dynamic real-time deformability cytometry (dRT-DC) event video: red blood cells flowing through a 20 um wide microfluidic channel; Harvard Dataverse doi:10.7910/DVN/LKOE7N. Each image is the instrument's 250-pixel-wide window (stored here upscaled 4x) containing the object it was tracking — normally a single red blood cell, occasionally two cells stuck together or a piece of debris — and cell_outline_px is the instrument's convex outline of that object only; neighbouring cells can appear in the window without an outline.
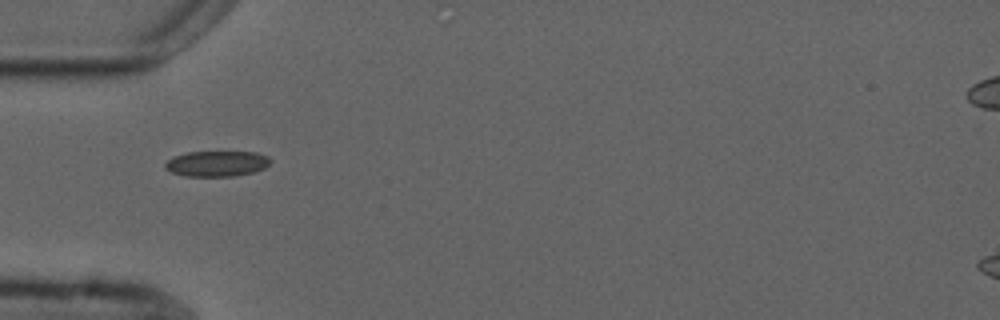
{"species": "common noctule bat (a hibernating species)", "species_latin": "Nyctalus noctula", "temperature_condition": "cold", "stored_images_in_passage": 6, "camera_frame_rate_fps": 3000, "um_per_image_px": 0.085, "animal": {"sex": "male", "forearm_length_mm": 52.5}, "frame": {"image": 1, "passage_image": 4, "time_ms": 4.333, "image_size_px": [1000, 320], "cell_outline_px": [[272, 160], [264, 168], [252, 172], [232, 176], [184, 176], [172, 172], [164, 168], [164, 164], [172, 156], [188, 152], [256, 152], [268, 156]], "centroid_in_image_um": [18.4, 13.9], "position_along_channel_um": 66.6, "area_um2": 15.66}}
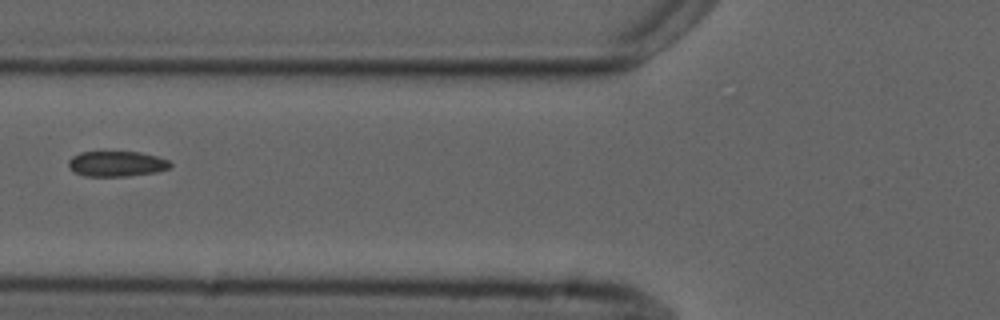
{"frame": {"image": 2, "passage_image": 5, "time_ms": 5.667, "image_size_px": [1000, 320], "cell_outline_px": [[172, 164], [168, 168], [156, 172], [128, 176], [84, 176], [68, 168], [68, 160], [72, 156], [80, 152], [140, 152], [156, 156], [168, 160]], "centroid_in_image_um": [9.88, 13.92], "position_along_channel_um": 115.9, "area_um2": 15.03}}
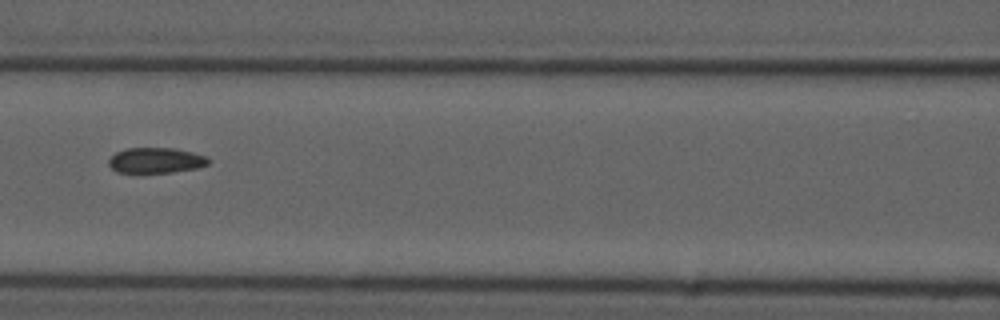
{"frame": {"image": 3, "passage_image": 6, "time_ms": 6.667, "image_size_px": [1000, 320], "cell_outline_px": [[212, 160], [208, 164], [196, 168], [172, 172], [116, 172], [108, 164], [108, 160], [116, 152], [128, 148], [176, 148], [208, 156]], "centroid_in_image_um": [13.29, 13.62], "position_along_channel_um": 153.3, "area_um2": 14.8}}